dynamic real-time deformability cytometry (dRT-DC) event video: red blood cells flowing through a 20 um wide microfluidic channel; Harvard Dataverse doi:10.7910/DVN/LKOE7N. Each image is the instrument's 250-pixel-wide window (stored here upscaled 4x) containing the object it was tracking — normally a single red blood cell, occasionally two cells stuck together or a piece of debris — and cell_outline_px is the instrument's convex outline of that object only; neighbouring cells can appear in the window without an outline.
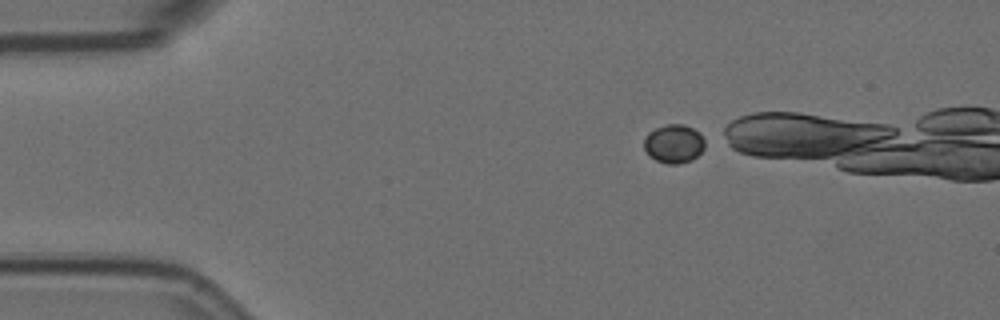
{"species": "Egyptian fruit bat (a non-hibernating species)", "species_latin": "Rousettus aegyptiacus", "temperature_condition": "room temperature", "stored_images_in_passage": 4, "camera_frame_rate_fps": 3000, "um_per_image_px": 0.085, "animal": {"sex": "female"}, "frame": {"image": 1, "passage_image": 1, "time_ms": 0.0, "image_size_px": [1000, 320], "cell_outline_px": [[704, 148], [692, 160], [676, 164], [668, 164], [656, 160], [648, 156], [644, 148], [644, 136], [648, 132], [664, 124], [684, 124], [692, 128], [704, 140]], "centroid_in_image_um": [57.22, 12.22], "position_along_channel_um": 27.8, "area_um2": 13.64}}